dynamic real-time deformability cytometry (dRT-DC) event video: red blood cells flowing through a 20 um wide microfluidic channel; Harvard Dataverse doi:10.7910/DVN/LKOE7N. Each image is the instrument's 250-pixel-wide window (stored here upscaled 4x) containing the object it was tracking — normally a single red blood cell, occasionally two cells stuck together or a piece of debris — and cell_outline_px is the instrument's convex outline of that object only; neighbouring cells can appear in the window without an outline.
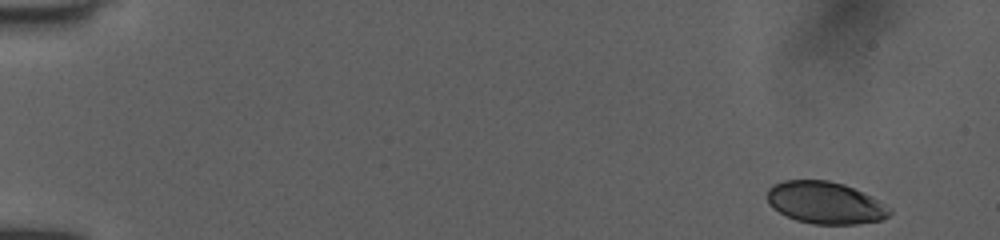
{"species": "human", "species_latin": "Homo sapiens", "temperature_condition": "room temperature", "stored_images_in_passage": 49, "camera_frame_rate_fps": 3000, "um_per_image_px": 0.085, "donor": {"sex": "female"}, "frame": {"image": 1, "passage_image": 1, "time_ms": 0.0, "image_size_px": [1000, 240], "cell_outline_px": [[892, 212], [888, 216], [880, 220], [856, 224], [812, 224], [796, 220], [772, 208], [768, 200], [768, 188], [772, 184], [784, 180], [828, 180], [844, 184], [872, 196], [892, 208]], "centroid_in_image_um": [70.16, 17.23], "position_along_channel_um": 14.8, "area_um2": 30.11}}
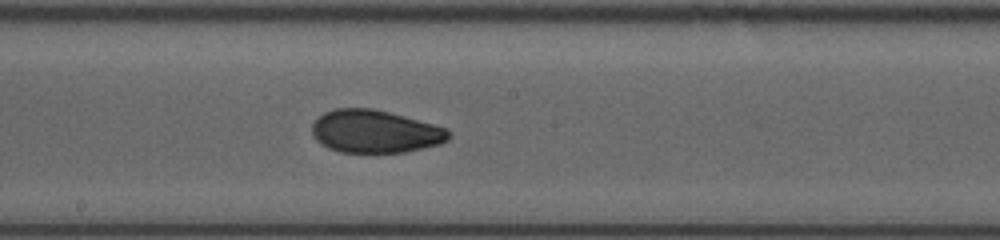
{"frame": {"image": 2, "passage_image": 27, "time_ms": 8.667, "image_size_px": [1000, 240], "cell_outline_px": [[448, 140], [440, 144], [404, 152], [340, 152], [328, 148], [320, 144], [312, 136], [312, 124], [324, 112], [336, 108], [372, 108], [404, 116], [448, 128]], "centroid_in_image_um": [31.85, 11.17], "position_along_channel_um": 216.4, "area_um2": 33.99}}
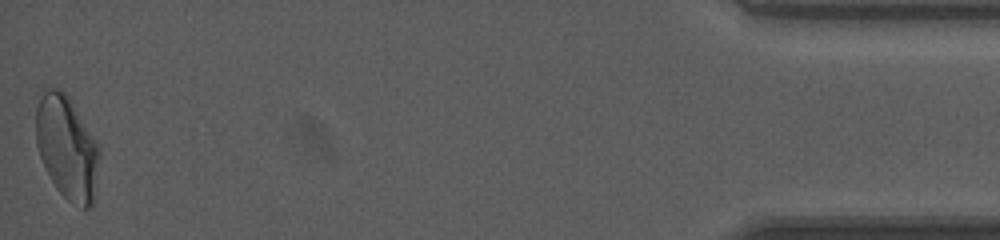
{"frame": {"image": 3, "passage_image": 49, "time_ms": 16.0, "image_size_px": [1000, 240], "cell_outline_px": [[100, 152], [92, 204], [88, 208], [80, 208], [72, 204], [56, 188], [44, 168], [36, 144], [36, 108], [44, 92], [48, 88], [60, 88], [68, 96], [100, 144]], "centroid_in_image_um": [5.7, 12.55], "position_along_channel_um": 429.5, "area_um2": 38.21}, "authors_computed_cell_mechanics": {"area_um2": 34.4488, "velocity_mm_per_s": 4.0462, "shape_relaxation_time_tau1_ms": 7.0723, "shape_relaxation_time_tau2_ms": 1.6558, "deformation_change_tau1": 0.183, "deformation_change_tau2": 0.0525}}